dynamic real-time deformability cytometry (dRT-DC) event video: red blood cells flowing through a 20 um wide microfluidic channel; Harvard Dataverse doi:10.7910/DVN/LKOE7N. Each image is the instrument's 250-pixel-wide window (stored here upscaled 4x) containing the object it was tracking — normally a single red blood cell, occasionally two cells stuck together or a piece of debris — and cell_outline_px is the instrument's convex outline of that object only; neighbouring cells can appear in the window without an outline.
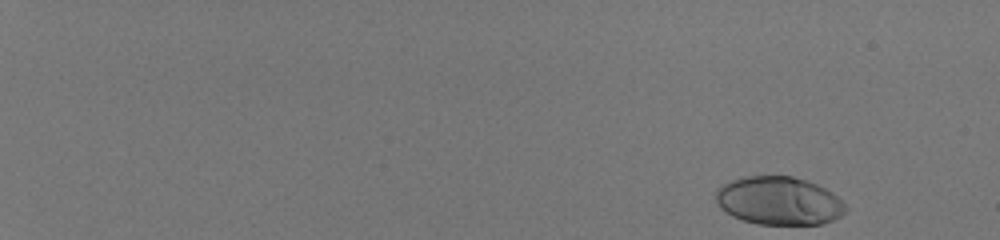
{"species": "human", "species_latin": "Homo sapiens", "temperature_condition": "room temperature", "stored_images_in_passage": 51, "camera_frame_rate_fps": 3000, "um_per_image_px": 0.085, "donor": {"sex": "male"}, "frame": {"image": 1, "passage_image": 1, "time_ms": 0.0, "image_size_px": [1000, 240], "cell_outline_px": [[848, 208], [840, 216], [832, 220], [820, 224], [756, 224], [732, 216], [720, 208], [716, 200], [716, 192], [724, 184], [732, 180], [744, 176], [792, 176], [808, 180], [832, 192]], "centroid_in_image_um": [66.21, 17.07], "position_along_channel_um": 18.8, "area_um2": 36.3}}
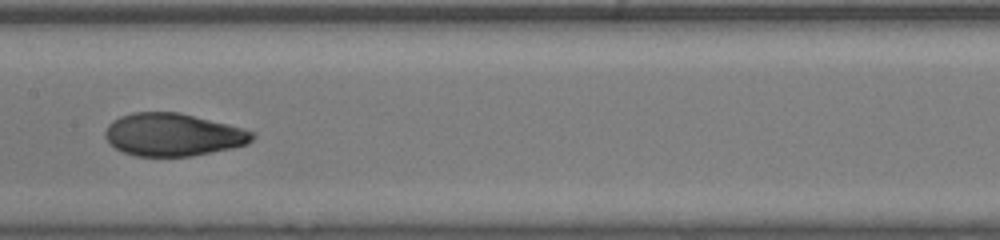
{"frame": {"image": 2, "passage_image": 30, "time_ms": 9.667, "image_size_px": [1000, 240], "cell_outline_px": [[256, 136], [248, 144], [232, 148], [192, 156], [136, 156], [124, 152], [116, 148], [104, 136], [104, 132], [108, 124], [112, 120], [120, 116], [132, 112], [180, 112], [244, 128], [256, 132]], "centroid_in_image_um": [14.73, 11.44], "position_along_channel_um": 192.7, "area_um2": 36.82}}
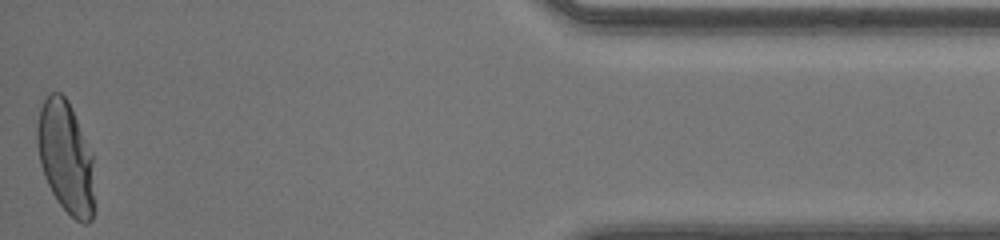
{"frame": {"image": 3, "passage_image": 51, "time_ms": 16.667, "image_size_px": [1000, 240], "cell_outline_px": [[96, 208], [92, 220], [88, 224], [84, 224], [76, 220], [56, 200], [44, 176], [40, 164], [36, 144], [36, 128], [40, 108], [44, 100], [52, 92], [60, 92], [68, 100], [92, 152]], "centroid_in_image_um": [5.61, 13.42], "position_along_channel_um": 429.6, "area_um2": 38.03}, "authors_computed_cell_mechanics": {"area_um2": 36.8186, "velocity_mm_per_s": 4.1339, "shape_relaxation_time_tau1_ms": 9.7708, "shape_relaxation_time_tau2_ms": null, "deformation_change_tau1": 0.3521, "deformation_change_tau2": null}}